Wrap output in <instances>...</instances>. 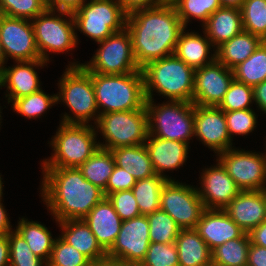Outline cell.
<instances>
[{
	"mask_svg": "<svg viewBox=\"0 0 266 266\" xmlns=\"http://www.w3.org/2000/svg\"><path fill=\"white\" fill-rule=\"evenodd\" d=\"M128 30L135 60L140 68L147 63L173 55L181 31L185 28L171 2L129 13Z\"/></svg>",
	"mask_w": 266,
	"mask_h": 266,
	"instance_id": "6da1fadb",
	"label": "cell"
},
{
	"mask_svg": "<svg viewBox=\"0 0 266 266\" xmlns=\"http://www.w3.org/2000/svg\"><path fill=\"white\" fill-rule=\"evenodd\" d=\"M42 201L58 222L83 219L104 197L78 168H41Z\"/></svg>",
	"mask_w": 266,
	"mask_h": 266,
	"instance_id": "7a4b0ae2",
	"label": "cell"
},
{
	"mask_svg": "<svg viewBox=\"0 0 266 266\" xmlns=\"http://www.w3.org/2000/svg\"><path fill=\"white\" fill-rule=\"evenodd\" d=\"M146 99H154L153 91L169 101L192 102L195 69L174 54L151 61L141 68Z\"/></svg>",
	"mask_w": 266,
	"mask_h": 266,
	"instance_id": "3957f363",
	"label": "cell"
},
{
	"mask_svg": "<svg viewBox=\"0 0 266 266\" xmlns=\"http://www.w3.org/2000/svg\"><path fill=\"white\" fill-rule=\"evenodd\" d=\"M89 73L100 115L145 108L147 99L142 70L128 74Z\"/></svg>",
	"mask_w": 266,
	"mask_h": 266,
	"instance_id": "277c9868",
	"label": "cell"
},
{
	"mask_svg": "<svg viewBox=\"0 0 266 266\" xmlns=\"http://www.w3.org/2000/svg\"><path fill=\"white\" fill-rule=\"evenodd\" d=\"M65 70L57 83V102L62 101L72 115L65 112L61 123L89 125L93 120L96 124L100 114L90 73L79 62H70Z\"/></svg>",
	"mask_w": 266,
	"mask_h": 266,
	"instance_id": "5b68a950",
	"label": "cell"
},
{
	"mask_svg": "<svg viewBox=\"0 0 266 266\" xmlns=\"http://www.w3.org/2000/svg\"><path fill=\"white\" fill-rule=\"evenodd\" d=\"M50 146L53 155L43 159L42 168H78L100 147L96 128L89 125L59 124Z\"/></svg>",
	"mask_w": 266,
	"mask_h": 266,
	"instance_id": "8992f818",
	"label": "cell"
},
{
	"mask_svg": "<svg viewBox=\"0 0 266 266\" xmlns=\"http://www.w3.org/2000/svg\"><path fill=\"white\" fill-rule=\"evenodd\" d=\"M149 135L162 139L181 141L190 144L194 138V104L183 101H166L155 104L154 99H147Z\"/></svg>",
	"mask_w": 266,
	"mask_h": 266,
	"instance_id": "52a82bcc",
	"label": "cell"
},
{
	"mask_svg": "<svg viewBox=\"0 0 266 266\" xmlns=\"http://www.w3.org/2000/svg\"><path fill=\"white\" fill-rule=\"evenodd\" d=\"M95 125L105 141L99 147L107 150L144 144L149 134L146 108L101 114Z\"/></svg>",
	"mask_w": 266,
	"mask_h": 266,
	"instance_id": "ba28073f",
	"label": "cell"
},
{
	"mask_svg": "<svg viewBox=\"0 0 266 266\" xmlns=\"http://www.w3.org/2000/svg\"><path fill=\"white\" fill-rule=\"evenodd\" d=\"M31 23L41 60L49 62L48 53L68 52L79 43L72 13L46 8Z\"/></svg>",
	"mask_w": 266,
	"mask_h": 266,
	"instance_id": "9c48e42d",
	"label": "cell"
},
{
	"mask_svg": "<svg viewBox=\"0 0 266 266\" xmlns=\"http://www.w3.org/2000/svg\"><path fill=\"white\" fill-rule=\"evenodd\" d=\"M75 30L80 31L95 42L125 28L127 14L118 0H89L72 13Z\"/></svg>",
	"mask_w": 266,
	"mask_h": 266,
	"instance_id": "30bf717a",
	"label": "cell"
},
{
	"mask_svg": "<svg viewBox=\"0 0 266 266\" xmlns=\"http://www.w3.org/2000/svg\"><path fill=\"white\" fill-rule=\"evenodd\" d=\"M95 55L87 63L81 65L92 73L128 74L141 70L132 48L130 34L126 28L98 42Z\"/></svg>",
	"mask_w": 266,
	"mask_h": 266,
	"instance_id": "8fae6325",
	"label": "cell"
},
{
	"mask_svg": "<svg viewBox=\"0 0 266 266\" xmlns=\"http://www.w3.org/2000/svg\"><path fill=\"white\" fill-rule=\"evenodd\" d=\"M216 156L241 191L266 190V152L231 147Z\"/></svg>",
	"mask_w": 266,
	"mask_h": 266,
	"instance_id": "7c38bea8",
	"label": "cell"
},
{
	"mask_svg": "<svg viewBox=\"0 0 266 266\" xmlns=\"http://www.w3.org/2000/svg\"><path fill=\"white\" fill-rule=\"evenodd\" d=\"M160 209L169 214L181 229H195L205 207L197 187L168 180L161 192Z\"/></svg>",
	"mask_w": 266,
	"mask_h": 266,
	"instance_id": "4fadbf2b",
	"label": "cell"
},
{
	"mask_svg": "<svg viewBox=\"0 0 266 266\" xmlns=\"http://www.w3.org/2000/svg\"><path fill=\"white\" fill-rule=\"evenodd\" d=\"M149 222L146 215H140L122 222L121 230L107 258L122 261L128 266H139L150 245Z\"/></svg>",
	"mask_w": 266,
	"mask_h": 266,
	"instance_id": "5bb4252c",
	"label": "cell"
},
{
	"mask_svg": "<svg viewBox=\"0 0 266 266\" xmlns=\"http://www.w3.org/2000/svg\"><path fill=\"white\" fill-rule=\"evenodd\" d=\"M0 36L7 57L15 61L41 59L31 20L3 15L0 19Z\"/></svg>",
	"mask_w": 266,
	"mask_h": 266,
	"instance_id": "9a60e30c",
	"label": "cell"
},
{
	"mask_svg": "<svg viewBox=\"0 0 266 266\" xmlns=\"http://www.w3.org/2000/svg\"><path fill=\"white\" fill-rule=\"evenodd\" d=\"M233 79V70L225 67L217 59L196 69L192 103L218 107Z\"/></svg>",
	"mask_w": 266,
	"mask_h": 266,
	"instance_id": "2e32d148",
	"label": "cell"
},
{
	"mask_svg": "<svg viewBox=\"0 0 266 266\" xmlns=\"http://www.w3.org/2000/svg\"><path fill=\"white\" fill-rule=\"evenodd\" d=\"M194 128V137L217 154L234 147L219 107L194 105Z\"/></svg>",
	"mask_w": 266,
	"mask_h": 266,
	"instance_id": "e0dca14e",
	"label": "cell"
},
{
	"mask_svg": "<svg viewBox=\"0 0 266 266\" xmlns=\"http://www.w3.org/2000/svg\"><path fill=\"white\" fill-rule=\"evenodd\" d=\"M216 161L217 164L201 172V186L197 190L205 209L224 210L241 190L221 163Z\"/></svg>",
	"mask_w": 266,
	"mask_h": 266,
	"instance_id": "ac0fdd59",
	"label": "cell"
},
{
	"mask_svg": "<svg viewBox=\"0 0 266 266\" xmlns=\"http://www.w3.org/2000/svg\"><path fill=\"white\" fill-rule=\"evenodd\" d=\"M15 65L3 67L0 71V88L7 87L8 104L13 100L40 91L41 83L36 68L47 66L48 62L37 59L31 61H15Z\"/></svg>",
	"mask_w": 266,
	"mask_h": 266,
	"instance_id": "d6986e66",
	"label": "cell"
},
{
	"mask_svg": "<svg viewBox=\"0 0 266 266\" xmlns=\"http://www.w3.org/2000/svg\"><path fill=\"white\" fill-rule=\"evenodd\" d=\"M246 233L266 220V190L241 191L224 209Z\"/></svg>",
	"mask_w": 266,
	"mask_h": 266,
	"instance_id": "ffe728a7",
	"label": "cell"
},
{
	"mask_svg": "<svg viewBox=\"0 0 266 266\" xmlns=\"http://www.w3.org/2000/svg\"><path fill=\"white\" fill-rule=\"evenodd\" d=\"M155 174L167 180L171 179L165 174L169 170H176L183 166L188 158L189 144L181 141L162 139L148 134L144 143ZM165 174V175H164Z\"/></svg>",
	"mask_w": 266,
	"mask_h": 266,
	"instance_id": "44dd1931",
	"label": "cell"
},
{
	"mask_svg": "<svg viewBox=\"0 0 266 266\" xmlns=\"http://www.w3.org/2000/svg\"><path fill=\"white\" fill-rule=\"evenodd\" d=\"M195 230L211 251L246 233L222 209H205Z\"/></svg>",
	"mask_w": 266,
	"mask_h": 266,
	"instance_id": "7402d4cb",
	"label": "cell"
},
{
	"mask_svg": "<svg viewBox=\"0 0 266 266\" xmlns=\"http://www.w3.org/2000/svg\"><path fill=\"white\" fill-rule=\"evenodd\" d=\"M83 220L106 252L114 244L123 222L107 197L98 202Z\"/></svg>",
	"mask_w": 266,
	"mask_h": 266,
	"instance_id": "603a6c76",
	"label": "cell"
},
{
	"mask_svg": "<svg viewBox=\"0 0 266 266\" xmlns=\"http://www.w3.org/2000/svg\"><path fill=\"white\" fill-rule=\"evenodd\" d=\"M55 221L62 230L59 236L84 254L92 263L107 258V252L97 242L95 235L83 219Z\"/></svg>",
	"mask_w": 266,
	"mask_h": 266,
	"instance_id": "cb8c5ba5",
	"label": "cell"
},
{
	"mask_svg": "<svg viewBox=\"0 0 266 266\" xmlns=\"http://www.w3.org/2000/svg\"><path fill=\"white\" fill-rule=\"evenodd\" d=\"M202 28L216 52L220 45L243 31L241 10L221 7L209 16Z\"/></svg>",
	"mask_w": 266,
	"mask_h": 266,
	"instance_id": "d4e9b609",
	"label": "cell"
},
{
	"mask_svg": "<svg viewBox=\"0 0 266 266\" xmlns=\"http://www.w3.org/2000/svg\"><path fill=\"white\" fill-rule=\"evenodd\" d=\"M185 29L179 35L173 54L195 70L212 63L216 59V52H210L214 47L207 35L189 33Z\"/></svg>",
	"mask_w": 266,
	"mask_h": 266,
	"instance_id": "484cf974",
	"label": "cell"
},
{
	"mask_svg": "<svg viewBox=\"0 0 266 266\" xmlns=\"http://www.w3.org/2000/svg\"><path fill=\"white\" fill-rule=\"evenodd\" d=\"M175 246L179 266H212L211 250L195 229H181Z\"/></svg>",
	"mask_w": 266,
	"mask_h": 266,
	"instance_id": "4316f807",
	"label": "cell"
},
{
	"mask_svg": "<svg viewBox=\"0 0 266 266\" xmlns=\"http://www.w3.org/2000/svg\"><path fill=\"white\" fill-rule=\"evenodd\" d=\"M262 42L260 37L243 30L216 49V59L233 70L249 58Z\"/></svg>",
	"mask_w": 266,
	"mask_h": 266,
	"instance_id": "83f0119b",
	"label": "cell"
},
{
	"mask_svg": "<svg viewBox=\"0 0 266 266\" xmlns=\"http://www.w3.org/2000/svg\"><path fill=\"white\" fill-rule=\"evenodd\" d=\"M110 151L115 165L127 171L136 181L156 175L144 144L114 148Z\"/></svg>",
	"mask_w": 266,
	"mask_h": 266,
	"instance_id": "f1b7e54d",
	"label": "cell"
},
{
	"mask_svg": "<svg viewBox=\"0 0 266 266\" xmlns=\"http://www.w3.org/2000/svg\"><path fill=\"white\" fill-rule=\"evenodd\" d=\"M19 220L15 231L25 239L31 251L47 263L55 241L51 232L41 222L23 217Z\"/></svg>",
	"mask_w": 266,
	"mask_h": 266,
	"instance_id": "f546056e",
	"label": "cell"
},
{
	"mask_svg": "<svg viewBox=\"0 0 266 266\" xmlns=\"http://www.w3.org/2000/svg\"><path fill=\"white\" fill-rule=\"evenodd\" d=\"M115 167V160L110 150L99 148L78 169L84 178L101 190L106 189L107 181Z\"/></svg>",
	"mask_w": 266,
	"mask_h": 266,
	"instance_id": "4dcf8cb0",
	"label": "cell"
},
{
	"mask_svg": "<svg viewBox=\"0 0 266 266\" xmlns=\"http://www.w3.org/2000/svg\"><path fill=\"white\" fill-rule=\"evenodd\" d=\"M168 180L159 175L137 180L132 187L141 215H148L160 209V196Z\"/></svg>",
	"mask_w": 266,
	"mask_h": 266,
	"instance_id": "1f68e13d",
	"label": "cell"
},
{
	"mask_svg": "<svg viewBox=\"0 0 266 266\" xmlns=\"http://www.w3.org/2000/svg\"><path fill=\"white\" fill-rule=\"evenodd\" d=\"M249 247L248 233L242 237L228 240L211 251L212 266H247Z\"/></svg>",
	"mask_w": 266,
	"mask_h": 266,
	"instance_id": "d6a6232c",
	"label": "cell"
},
{
	"mask_svg": "<svg viewBox=\"0 0 266 266\" xmlns=\"http://www.w3.org/2000/svg\"><path fill=\"white\" fill-rule=\"evenodd\" d=\"M234 79L254 87L266 80V42L263 41L252 55L233 69Z\"/></svg>",
	"mask_w": 266,
	"mask_h": 266,
	"instance_id": "836d02e7",
	"label": "cell"
},
{
	"mask_svg": "<svg viewBox=\"0 0 266 266\" xmlns=\"http://www.w3.org/2000/svg\"><path fill=\"white\" fill-rule=\"evenodd\" d=\"M171 3L185 28L192 19H198L202 25L209 16L221 8L220 0H172Z\"/></svg>",
	"mask_w": 266,
	"mask_h": 266,
	"instance_id": "e575fe53",
	"label": "cell"
},
{
	"mask_svg": "<svg viewBox=\"0 0 266 266\" xmlns=\"http://www.w3.org/2000/svg\"><path fill=\"white\" fill-rule=\"evenodd\" d=\"M11 103V107L16 113L28 119L41 118L40 116L45 114L46 110L58 104L57 94H46L42 89L28 96L13 100Z\"/></svg>",
	"mask_w": 266,
	"mask_h": 266,
	"instance_id": "d590c367",
	"label": "cell"
},
{
	"mask_svg": "<svg viewBox=\"0 0 266 266\" xmlns=\"http://www.w3.org/2000/svg\"><path fill=\"white\" fill-rule=\"evenodd\" d=\"M146 216L149 222L150 242L175 243L181 228L169 214L159 209Z\"/></svg>",
	"mask_w": 266,
	"mask_h": 266,
	"instance_id": "8d00e7d4",
	"label": "cell"
},
{
	"mask_svg": "<svg viewBox=\"0 0 266 266\" xmlns=\"http://www.w3.org/2000/svg\"><path fill=\"white\" fill-rule=\"evenodd\" d=\"M243 30L266 40V0H244L241 7Z\"/></svg>",
	"mask_w": 266,
	"mask_h": 266,
	"instance_id": "74e56055",
	"label": "cell"
},
{
	"mask_svg": "<svg viewBox=\"0 0 266 266\" xmlns=\"http://www.w3.org/2000/svg\"><path fill=\"white\" fill-rule=\"evenodd\" d=\"M47 266H92V262L59 236L55 238Z\"/></svg>",
	"mask_w": 266,
	"mask_h": 266,
	"instance_id": "f35d334b",
	"label": "cell"
},
{
	"mask_svg": "<svg viewBox=\"0 0 266 266\" xmlns=\"http://www.w3.org/2000/svg\"><path fill=\"white\" fill-rule=\"evenodd\" d=\"M8 240L9 266H47V263L31 251L25 239L15 230L9 233Z\"/></svg>",
	"mask_w": 266,
	"mask_h": 266,
	"instance_id": "ab89813d",
	"label": "cell"
},
{
	"mask_svg": "<svg viewBox=\"0 0 266 266\" xmlns=\"http://www.w3.org/2000/svg\"><path fill=\"white\" fill-rule=\"evenodd\" d=\"M252 103L253 87L233 79L218 107L223 111L243 110L251 108Z\"/></svg>",
	"mask_w": 266,
	"mask_h": 266,
	"instance_id": "60d3db41",
	"label": "cell"
},
{
	"mask_svg": "<svg viewBox=\"0 0 266 266\" xmlns=\"http://www.w3.org/2000/svg\"><path fill=\"white\" fill-rule=\"evenodd\" d=\"M3 15L33 20L45 9V0H0Z\"/></svg>",
	"mask_w": 266,
	"mask_h": 266,
	"instance_id": "b9f144b4",
	"label": "cell"
},
{
	"mask_svg": "<svg viewBox=\"0 0 266 266\" xmlns=\"http://www.w3.org/2000/svg\"><path fill=\"white\" fill-rule=\"evenodd\" d=\"M229 136L233 141L235 135H248L256 128L257 115L254 109L224 111Z\"/></svg>",
	"mask_w": 266,
	"mask_h": 266,
	"instance_id": "7bdbcfd3",
	"label": "cell"
},
{
	"mask_svg": "<svg viewBox=\"0 0 266 266\" xmlns=\"http://www.w3.org/2000/svg\"><path fill=\"white\" fill-rule=\"evenodd\" d=\"M139 266H179L175 243L151 242L145 258Z\"/></svg>",
	"mask_w": 266,
	"mask_h": 266,
	"instance_id": "ee69618b",
	"label": "cell"
},
{
	"mask_svg": "<svg viewBox=\"0 0 266 266\" xmlns=\"http://www.w3.org/2000/svg\"><path fill=\"white\" fill-rule=\"evenodd\" d=\"M122 221L140 216V210L132 190L118 191L107 196Z\"/></svg>",
	"mask_w": 266,
	"mask_h": 266,
	"instance_id": "f6af8a7d",
	"label": "cell"
},
{
	"mask_svg": "<svg viewBox=\"0 0 266 266\" xmlns=\"http://www.w3.org/2000/svg\"><path fill=\"white\" fill-rule=\"evenodd\" d=\"M135 183L136 179L132 175L123 168L115 165L113 172L107 181L106 189L103 192L105 197H107L111 193L131 190Z\"/></svg>",
	"mask_w": 266,
	"mask_h": 266,
	"instance_id": "bcb514c9",
	"label": "cell"
},
{
	"mask_svg": "<svg viewBox=\"0 0 266 266\" xmlns=\"http://www.w3.org/2000/svg\"><path fill=\"white\" fill-rule=\"evenodd\" d=\"M118 2L127 15L136 10L154 8L167 3L166 0H118Z\"/></svg>",
	"mask_w": 266,
	"mask_h": 266,
	"instance_id": "7dc6e473",
	"label": "cell"
},
{
	"mask_svg": "<svg viewBox=\"0 0 266 266\" xmlns=\"http://www.w3.org/2000/svg\"><path fill=\"white\" fill-rule=\"evenodd\" d=\"M86 0H45L47 9L57 10L61 12L74 13L77 11Z\"/></svg>",
	"mask_w": 266,
	"mask_h": 266,
	"instance_id": "c3c4849f",
	"label": "cell"
},
{
	"mask_svg": "<svg viewBox=\"0 0 266 266\" xmlns=\"http://www.w3.org/2000/svg\"><path fill=\"white\" fill-rule=\"evenodd\" d=\"M247 266H266V248L250 243Z\"/></svg>",
	"mask_w": 266,
	"mask_h": 266,
	"instance_id": "681fc988",
	"label": "cell"
},
{
	"mask_svg": "<svg viewBox=\"0 0 266 266\" xmlns=\"http://www.w3.org/2000/svg\"><path fill=\"white\" fill-rule=\"evenodd\" d=\"M250 243L266 248V220L249 233Z\"/></svg>",
	"mask_w": 266,
	"mask_h": 266,
	"instance_id": "f907efd6",
	"label": "cell"
},
{
	"mask_svg": "<svg viewBox=\"0 0 266 266\" xmlns=\"http://www.w3.org/2000/svg\"><path fill=\"white\" fill-rule=\"evenodd\" d=\"M254 103L258 110L266 113V80L253 87ZM266 115V114H265Z\"/></svg>",
	"mask_w": 266,
	"mask_h": 266,
	"instance_id": "816d5d0a",
	"label": "cell"
},
{
	"mask_svg": "<svg viewBox=\"0 0 266 266\" xmlns=\"http://www.w3.org/2000/svg\"><path fill=\"white\" fill-rule=\"evenodd\" d=\"M7 216V211L0 201V238L9 235L11 231L15 230L12 229L13 226L10 224V218Z\"/></svg>",
	"mask_w": 266,
	"mask_h": 266,
	"instance_id": "f5cc1de1",
	"label": "cell"
},
{
	"mask_svg": "<svg viewBox=\"0 0 266 266\" xmlns=\"http://www.w3.org/2000/svg\"><path fill=\"white\" fill-rule=\"evenodd\" d=\"M10 245L8 235L0 238V266H9Z\"/></svg>",
	"mask_w": 266,
	"mask_h": 266,
	"instance_id": "db71d44e",
	"label": "cell"
},
{
	"mask_svg": "<svg viewBox=\"0 0 266 266\" xmlns=\"http://www.w3.org/2000/svg\"><path fill=\"white\" fill-rule=\"evenodd\" d=\"M92 266H128V265L124 264L122 261L105 258L103 260L92 263Z\"/></svg>",
	"mask_w": 266,
	"mask_h": 266,
	"instance_id": "11a10c76",
	"label": "cell"
},
{
	"mask_svg": "<svg viewBox=\"0 0 266 266\" xmlns=\"http://www.w3.org/2000/svg\"><path fill=\"white\" fill-rule=\"evenodd\" d=\"M244 0H220L222 7L241 9Z\"/></svg>",
	"mask_w": 266,
	"mask_h": 266,
	"instance_id": "9f6ffc18",
	"label": "cell"
},
{
	"mask_svg": "<svg viewBox=\"0 0 266 266\" xmlns=\"http://www.w3.org/2000/svg\"><path fill=\"white\" fill-rule=\"evenodd\" d=\"M7 59L3 50L2 42H1V36H0V71L3 69L4 64H7Z\"/></svg>",
	"mask_w": 266,
	"mask_h": 266,
	"instance_id": "6f0895ef",
	"label": "cell"
},
{
	"mask_svg": "<svg viewBox=\"0 0 266 266\" xmlns=\"http://www.w3.org/2000/svg\"><path fill=\"white\" fill-rule=\"evenodd\" d=\"M1 174H0V201H2V195L3 194V182H2Z\"/></svg>",
	"mask_w": 266,
	"mask_h": 266,
	"instance_id": "680465c9",
	"label": "cell"
},
{
	"mask_svg": "<svg viewBox=\"0 0 266 266\" xmlns=\"http://www.w3.org/2000/svg\"><path fill=\"white\" fill-rule=\"evenodd\" d=\"M1 110H2V109H1V106H0V125H1V119H2V118H1V117H2V116H1V113H2Z\"/></svg>",
	"mask_w": 266,
	"mask_h": 266,
	"instance_id": "91938a15",
	"label": "cell"
},
{
	"mask_svg": "<svg viewBox=\"0 0 266 266\" xmlns=\"http://www.w3.org/2000/svg\"><path fill=\"white\" fill-rule=\"evenodd\" d=\"M2 16H3V13H2L1 8H0V19Z\"/></svg>",
	"mask_w": 266,
	"mask_h": 266,
	"instance_id": "94428289",
	"label": "cell"
}]
</instances>
